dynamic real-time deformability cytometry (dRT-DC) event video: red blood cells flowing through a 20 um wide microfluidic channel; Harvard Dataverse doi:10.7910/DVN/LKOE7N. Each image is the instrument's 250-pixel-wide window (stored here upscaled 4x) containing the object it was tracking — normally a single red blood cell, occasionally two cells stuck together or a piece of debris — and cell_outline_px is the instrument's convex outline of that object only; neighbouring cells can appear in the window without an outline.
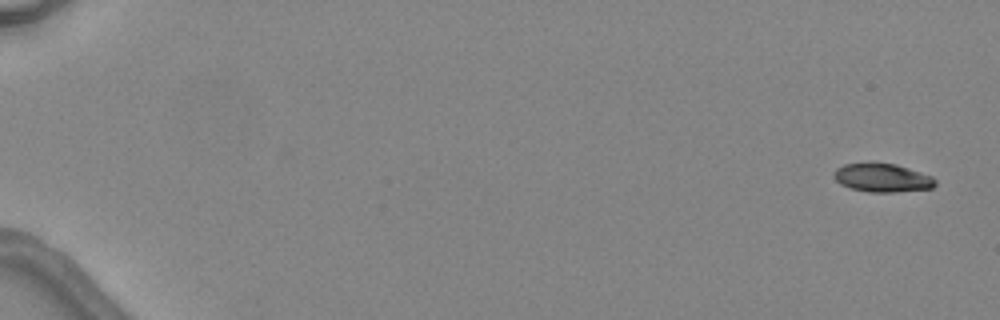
{"species": "common noctule bat (a hibernating species)", "species_latin": "Nyctalus noctula", "temperature_condition": "warm", "stored_images_in_passage": 5, "camera_frame_rate_fps": 3000, "um_per_image_px": 0.085, "animal": {"sex": "female", "body_mass_g": 24.6, "forearm_length_mm": 56.2}, "frame": {"image": 1, "passage_image": 1, "time_ms": 0.0, "image_size_px": [1000, 320], "cell_outline_px": [[936, 184], [932, 188], [896, 192], [868, 192], [852, 188], [840, 184], [832, 176], [832, 172], [836, 168], [844, 164], [868, 160], [872, 160], [896, 164], [932, 176], [936, 180]], "centroid_in_image_um": [74.94, 15.07], "position_along_channel_um": 10.1, "area_um2": 17.46}}
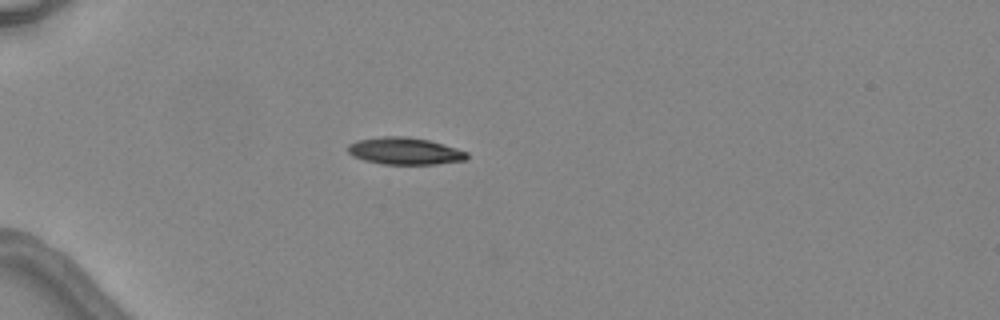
{"frame": {"image": 2, "passage_image": 4, "time_ms": 4.667, "image_size_px": [1000, 320], "cell_outline_px": [[468, 160], [436, 164], [384, 164], [364, 160], [352, 156], [348, 152], [348, 144], [360, 140], [384, 136], [404, 136], [428, 140], [444, 144], [468, 152]], "centroid_in_image_um": [34.44, 12.84], "position_along_channel_um": 50.6, "area_um2": 18.73}}